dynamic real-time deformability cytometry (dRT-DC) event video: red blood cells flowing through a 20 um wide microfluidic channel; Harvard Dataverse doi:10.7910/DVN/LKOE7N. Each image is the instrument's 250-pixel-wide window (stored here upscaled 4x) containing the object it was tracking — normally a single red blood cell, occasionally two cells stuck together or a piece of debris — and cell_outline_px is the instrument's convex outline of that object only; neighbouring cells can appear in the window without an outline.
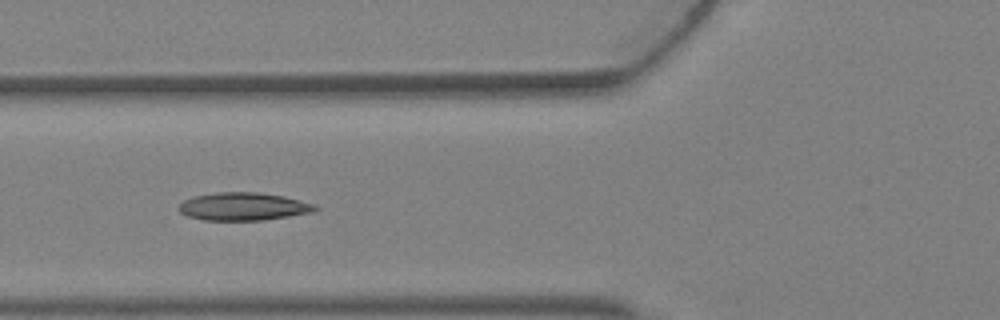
{"species": "Egyptian fruit bat (a non-hibernating species)", "species_latin": "Rousettus aegyptiacus", "temperature_condition": "warm", "stored_images_in_passage": 5, "camera_frame_rate_fps": 3000, "um_per_image_px": 0.085, "animal": {"sex": "female"}, "frame": {"image": 1, "passage_image": 5, "time_ms": 1.333, "image_size_px": [1000, 320], "cell_outline_px": [[320, 208], [312, 212], [264, 220], [204, 220], [188, 216], [180, 212], [176, 208], [184, 200], [196, 196], [216, 192], [260, 192], [284, 196], [316, 204]], "centroid_in_image_um": [20.7, 17.55], "position_along_channel_um": 105.1, "area_um2": 22.2}}